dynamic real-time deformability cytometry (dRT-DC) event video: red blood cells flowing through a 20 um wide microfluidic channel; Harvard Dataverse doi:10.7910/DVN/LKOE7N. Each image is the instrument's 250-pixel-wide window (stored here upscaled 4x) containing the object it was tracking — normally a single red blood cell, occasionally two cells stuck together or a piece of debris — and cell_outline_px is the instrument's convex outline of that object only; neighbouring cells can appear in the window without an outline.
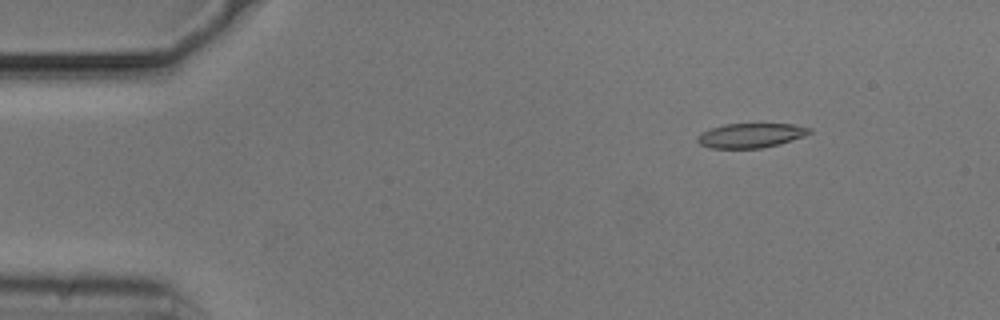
{"species": "common noctule bat (a hibernating species)", "species_latin": "Nyctalus noctula", "temperature_condition": "cold", "stored_images_in_passage": 48, "camera_frame_rate_fps": 3000, "um_per_image_px": 0.085, "animal": {"sex": "male", "body_mass_g": 20.5, "forearm_length_mm": 52.5}, "frame": {"image": 1, "passage_image": 1, "time_ms": 0.0, "image_size_px": [1000, 320], "cell_outline_px": [[812, 132], [804, 136], [780, 144], [760, 148], [708, 148], [700, 144], [696, 140], [704, 132], [712, 128], [724, 124], [792, 124], [812, 128]], "centroid_in_image_um": [63.86, 11.51], "position_along_channel_um": 21.1, "area_um2": 15.84}}
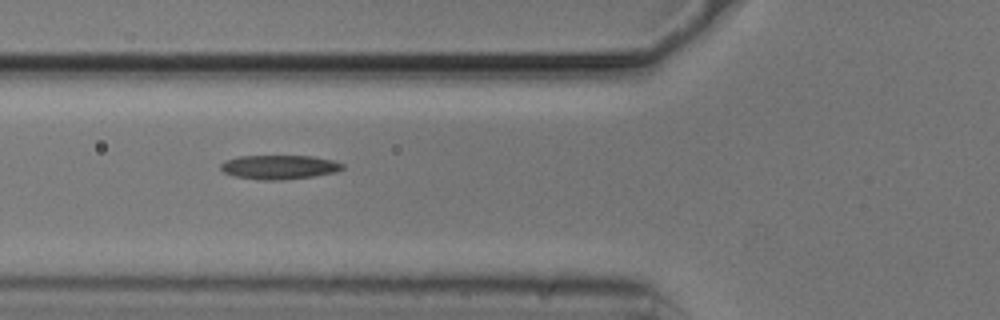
{"frame": {"image": 2, "passage_image": 14, "time_ms": 4.333, "image_size_px": [1000, 320], "cell_outline_px": [[344, 168], [336, 172], [312, 176], [280, 180], [260, 180], [236, 176], [224, 172], [220, 168], [220, 164], [224, 160], [236, 156], [312, 156], [332, 160], [344, 164]], "centroid_in_image_um": [23.71, 14.19], "position_along_channel_um": 102.1, "area_um2": 17.11}}
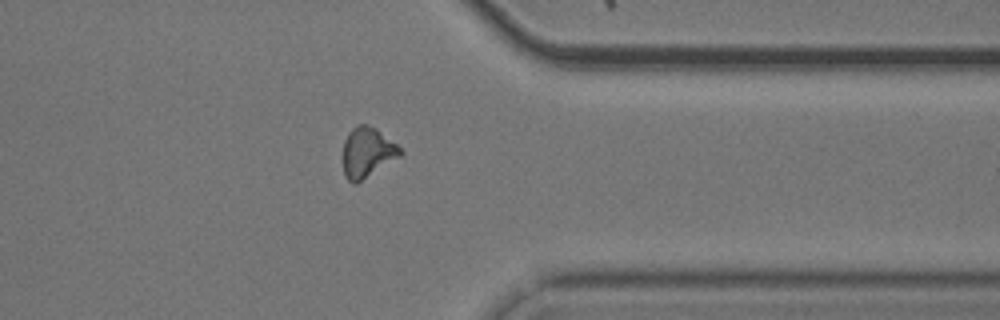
{"frame": {"image": 3, "passage_image": 37, "time_ms": 12.0, "image_size_px": [1000, 320], "cell_outline_px": [[404, 152], [400, 156], [356, 184], [352, 184], [344, 176], [344, 140], [348, 132], [352, 128], [360, 124], [368, 124], [376, 128], [396, 144]], "centroid_in_image_um": [31.21, 12.95], "position_along_channel_um": 380.2, "area_um2": 16.59}}